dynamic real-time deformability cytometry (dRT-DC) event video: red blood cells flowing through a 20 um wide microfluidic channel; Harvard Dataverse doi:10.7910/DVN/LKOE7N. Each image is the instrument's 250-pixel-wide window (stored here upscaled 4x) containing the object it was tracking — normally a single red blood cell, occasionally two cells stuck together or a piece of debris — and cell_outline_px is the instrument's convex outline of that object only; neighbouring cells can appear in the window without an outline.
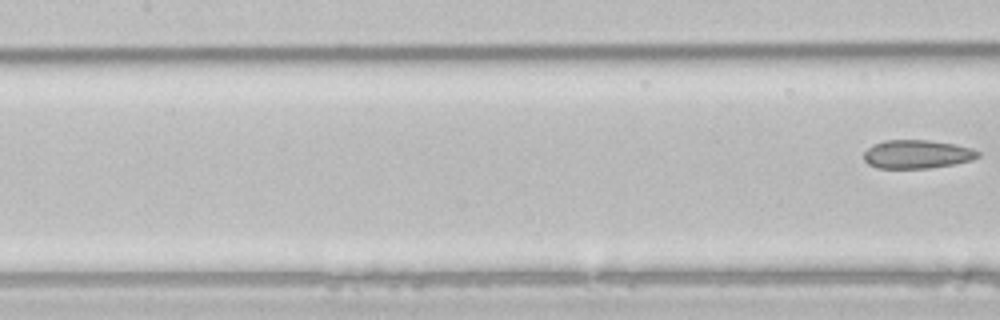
{"species": "common noctule bat (a hibernating species)", "species_latin": "Nyctalus noctula", "temperature_condition": "room temperature", "stored_images_in_passage": 5, "segment_of_instrument_passage": [2, 2], "camera_frame_rate_fps": 3000, "um_per_image_px": 0.085, "animal": {"sex": "male", "body_mass_g": 21.5, "forearm_length_mm": 52.0}, "frame": {"image": 1, "passage_image": 5, "time_ms": 1.333, "image_size_px": [1000, 320], "cell_outline_px": [[980, 156], [972, 160], [956, 164], [928, 168], [876, 168], [868, 164], [864, 160], [864, 152], [872, 144], [884, 140], [932, 140], [956, 144], [972, 148], [980, 152]], "centroid_in_image_um": [77.96, 13.1], "position_along_channel_um": 129.4, "area_um2": 19.25}}